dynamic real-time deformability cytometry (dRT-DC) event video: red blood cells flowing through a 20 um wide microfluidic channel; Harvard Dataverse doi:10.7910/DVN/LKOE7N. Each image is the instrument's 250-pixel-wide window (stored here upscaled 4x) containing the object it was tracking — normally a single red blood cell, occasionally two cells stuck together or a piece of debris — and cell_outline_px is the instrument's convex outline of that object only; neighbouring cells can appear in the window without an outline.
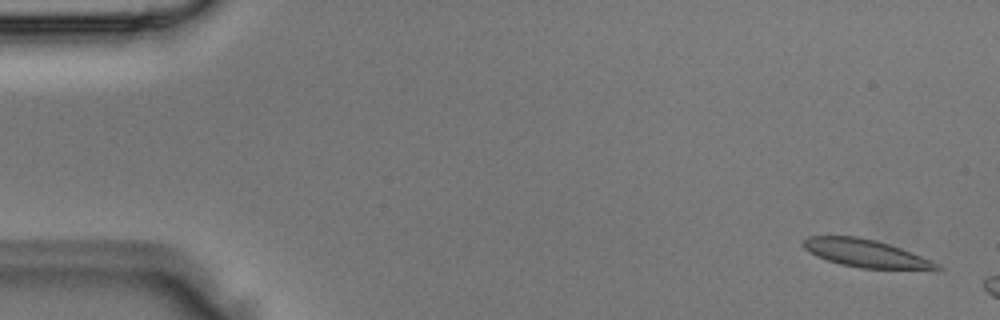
{"species": "Egyptian fruit bat (a non-hibernating species)", "species_latin": "Rousettus aegyptiacus", "temperature_condition": "room temperature", "stored_images_in_passage": 4, "camera_frame_rate_fps": 3000, "um_per_image_px": 0.085, "animal": {"sex": "male"}, "frame": {"image": 1, "passage_image": 1, "time_ms": 0.0, "image_size_px": [1000, 320], "cell_outline_px": [[944, 268], [936, 272], [860, 268], [840, 264], [816, 256], [804, 248], [804, 240], [808, 236], [856, 236], [876, 240], [900, 248], [932, 260], [940, 264]], "centroid_in_image_um": [73.76, 21.59], "position_along_channel_um": 11.2, "area_um2": 22.25}}